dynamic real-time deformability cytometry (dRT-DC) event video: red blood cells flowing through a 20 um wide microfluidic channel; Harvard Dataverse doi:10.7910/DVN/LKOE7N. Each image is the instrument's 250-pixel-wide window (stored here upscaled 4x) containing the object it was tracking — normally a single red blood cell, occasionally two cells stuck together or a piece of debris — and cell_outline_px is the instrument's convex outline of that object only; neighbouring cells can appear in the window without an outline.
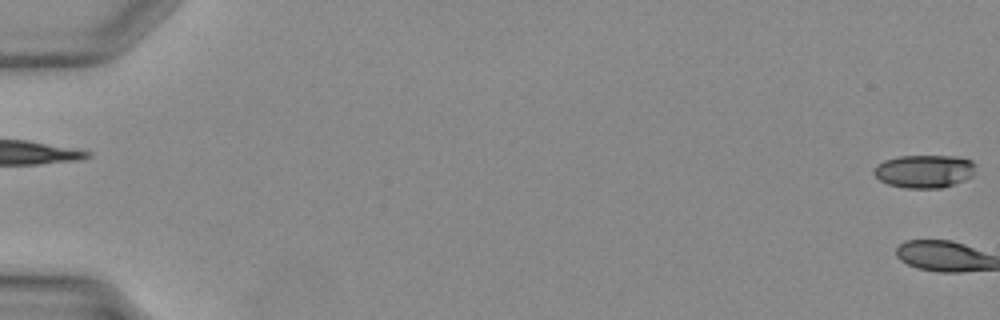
{"species": "Egyptian fruit bat (a non-hibernating species)", "species_latin": "Rousettus aegyptiacus", "temperature_condition": "warm", "stored_images_in_passage": 36, "camera_frame_rate_fps": 3000, "um_per_image_px": 0.085, "animal": {"sex": "female"}, "frame": {"image": 1, "passage_image": 1, "time_ms": 0.0, "image_size_px": [1000, 320], "cell_outline_px": [[972, 176], [964, 180], [940, 188], [904, 188], [888, 184], [880, 180], [872, 172], [876, 164], [884, 160], [900, 156], [956, 156], [972, 160]], "centroid_in_image_um": [78.5, 14.55], "position_along_channel_um": 6.5, "area_um2": 19.42}}